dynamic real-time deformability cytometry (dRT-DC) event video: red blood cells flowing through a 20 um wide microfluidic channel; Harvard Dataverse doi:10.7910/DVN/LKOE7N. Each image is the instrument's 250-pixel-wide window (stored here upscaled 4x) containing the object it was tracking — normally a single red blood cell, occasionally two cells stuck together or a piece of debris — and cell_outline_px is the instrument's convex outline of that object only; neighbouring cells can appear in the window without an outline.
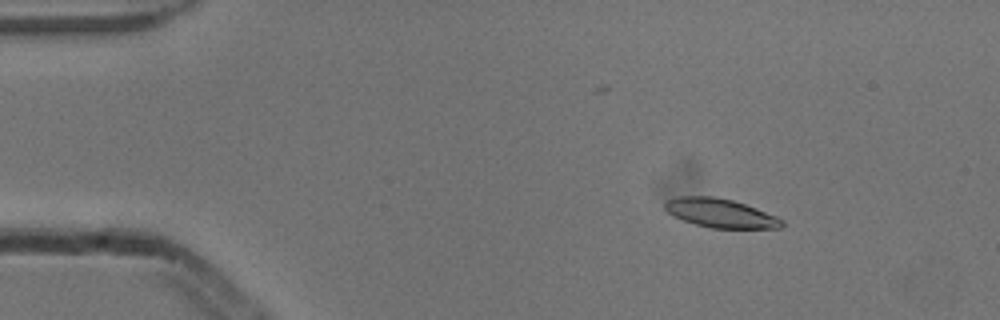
{"species": "common noctule bat (a hibernating species)", "species_latin": "Nyctalus noctula", "temperature_condition": "cold", "stored_images_in_passage": 6, "camera_frame_rate_fps": 3000, "um_per_image_px": 0.085, "animal": {"sex": "male", "body_mass_g": 13.3}, "frame": {"image": 1, "passage_image": 3, "time_ms": 0.667, "image_size_px": [1000, 320], "cell_outline_px": [[784, 224], [780, 228], [708, 228], [672, 216], [664, 208], [664, 200], [680, 196], [712, 196], [732, 200], [756, 208], [776, 216], [784, 220]], "centroid_in_image_um": [61.21, 18.11], "position_along_channel_um": 23.8, "area_um2": 19.71}}
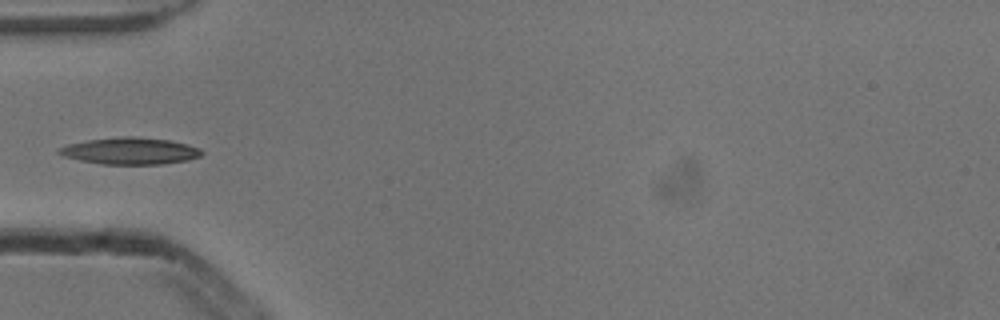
{"frame": {"image": 2, "passage_image": 6, "time_ms": 1.667, "image_size_px": [1000, 320], "cell_outline_px": [[204, 152], [200, 156], [188, 160], [164, 164], [100, 164], [80, 160], [64, 156], [56, 152], [60, 148], [68, 144], [88, 140], [124, 136], [132, 136], [168, 140], [188, 144], [200, 148]], "centroid_in_image_um": [11.09, 12.83], "position_along_channel_um": 73.9, "area_um2": 22.2}}